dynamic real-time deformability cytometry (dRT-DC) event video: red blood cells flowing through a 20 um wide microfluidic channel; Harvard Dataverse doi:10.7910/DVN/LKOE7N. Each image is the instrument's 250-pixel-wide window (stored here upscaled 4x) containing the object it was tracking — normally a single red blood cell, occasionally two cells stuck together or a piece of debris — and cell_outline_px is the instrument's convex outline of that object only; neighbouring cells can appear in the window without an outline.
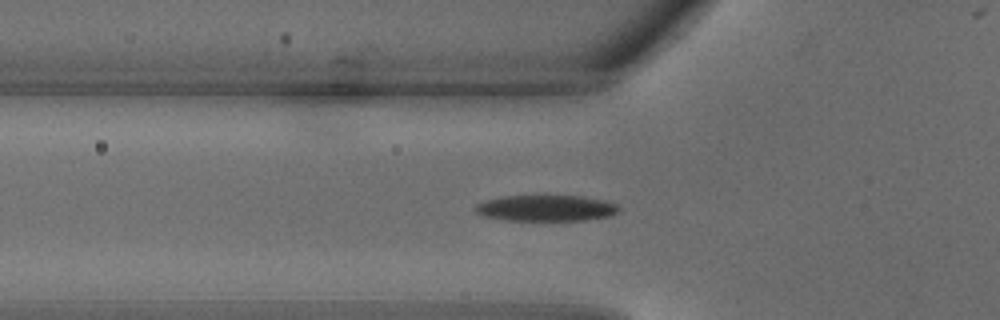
{"species": "common noctule bat (a hibernating species)", "species_latin": "Nyctalus noctula", "temperature_condition": "warm", "stored_images_in_passage": 4, "camera_frame_rate_fps": 3000, "um_per_image_px": 0.085, "animal": {"sex": "male", "body_mass_g": 18.8}, "frame": {"image": 1, "passage_image": 2, "time_ms": 0.333, "image_size_px": [1000, 320], "cell_outline_px": [[620, 208], [616, 212], [608, 216], [584, 220], [504, 220], [480, 216], [472, 208], [476, 204], [484, 200], [500, 196], [584, 196], [616, 204]], "centroid_in_image_um": [46.3, 17.69], "position_along_channel_um": 79.5, "area_um2": 21.79}}